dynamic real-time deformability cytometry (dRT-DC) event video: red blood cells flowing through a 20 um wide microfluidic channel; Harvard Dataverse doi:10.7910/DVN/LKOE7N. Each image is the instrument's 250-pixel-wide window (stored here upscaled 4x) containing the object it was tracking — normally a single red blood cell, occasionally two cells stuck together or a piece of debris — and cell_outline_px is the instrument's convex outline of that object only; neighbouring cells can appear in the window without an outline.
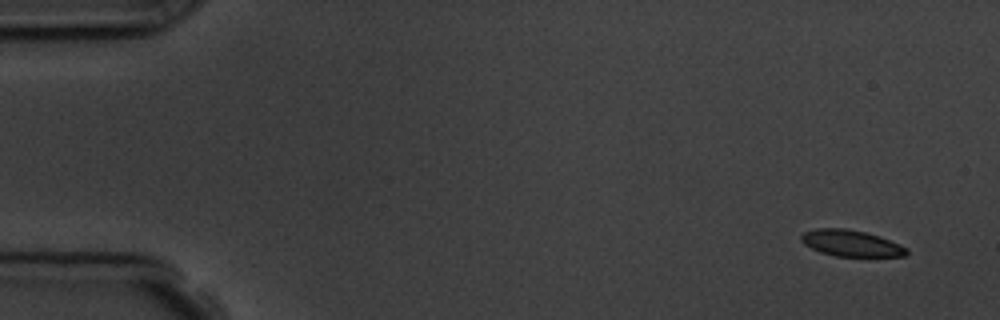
{"species": "common noctule bat (a hibernating species)", "species_latin": "Nyctalus noctula", "temperature_condition": "room temperature", "stored_images_in_passage": 4, "camera_frame_rate_fps": 3000, "um_per_image_px": 0.085, "animal": {"sex": "male", "body_mass_g": 19.5, "forearm_length_mm": 54.6}, "frame": {"image": 1, "passage_image": 1, "time_ms": 0.0, "image_size_px": [1000, 320], "cell_outline_px": [[908, 252], [904, 256], [836, 256], [820, 252], [804, 244], [800, 240], [800, 236], [804, 232], [816, 228], [844, 228], [864, 232], [880, 236], [900, 244], [908, 248]], "centroid_in_image_um": [72.33, 20.67], "position_along_channel_um": 12.7, "area_um2": 16.13}}